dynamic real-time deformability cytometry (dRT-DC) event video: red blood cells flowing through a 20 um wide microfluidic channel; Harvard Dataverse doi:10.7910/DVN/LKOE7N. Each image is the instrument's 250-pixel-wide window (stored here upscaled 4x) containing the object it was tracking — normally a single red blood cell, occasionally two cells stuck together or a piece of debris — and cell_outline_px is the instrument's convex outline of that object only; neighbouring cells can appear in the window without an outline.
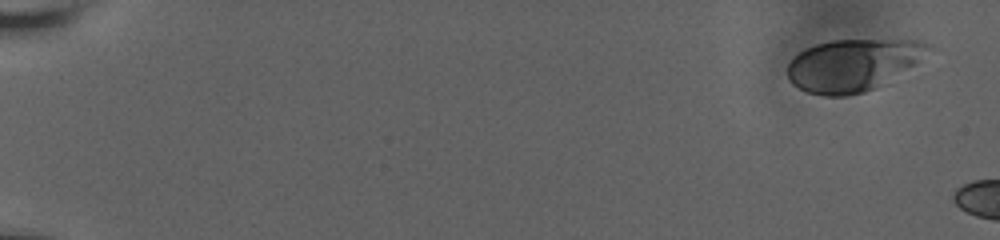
{"species": "human", "species_latin": "Homo sapiens", "temperature_condition": "room temperature", "stored_images_in_passage": 3, "camera_frame_rate_fps": 3000, "um_per_image_px": 0.085, "donor": {"sex": "male"}, "frame": {"image": 1, "passage_image": 1, "time_ms": 0.0, "image_size_px": [1000, 240], "cell_outline_px": [[936, 48], [876, 88], [864, 92], [844, 96], [824, 96], [808, 92], [792, 84], [788, 80], [788, 64], [800, 52], [816, 44], [832, 40], [920, 40], [932, 44]], "centroid_in_image_um": [72.5, 5.51], "position_along_channel_um": 12.5, "area_um2": 42.31}}